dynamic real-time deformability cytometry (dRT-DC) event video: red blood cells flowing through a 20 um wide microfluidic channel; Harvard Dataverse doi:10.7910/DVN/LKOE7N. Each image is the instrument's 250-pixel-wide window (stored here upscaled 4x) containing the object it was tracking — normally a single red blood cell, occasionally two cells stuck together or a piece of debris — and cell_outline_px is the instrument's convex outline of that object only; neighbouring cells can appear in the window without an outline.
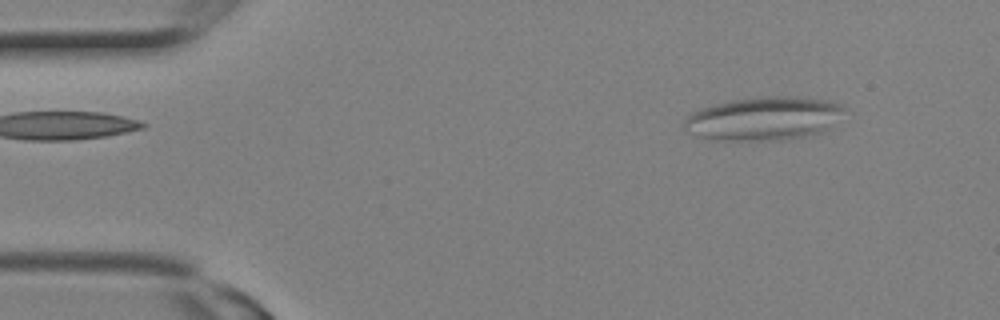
{"species": "Egyptian fruit bat (a non-hibernating species)", "species_latin": "Rousettus aegyptiacus", "temperature_condition": "room temperature", "stored_images_in_passage": 8, "camera_frame_rate_fps": 3000, "um_per_image_px": 0.085, "animal": {"sex": "female"}, "frame": {"image": 1, "passage_image": 2, "time_ms": 0.333, "image_size_px": [1000, 320], "cell_outline_px": [[844, 108], [828, 128], [820, 132], [788, 140], [712, 140], [688, 132], [684, 128], [684, 120], [692, 112], [700, 108], [728, 100], [760, 96], [796, 96], [828, 100], [840, 104]], "centroid_in_image_um": [64.86, 10.06], "position_along_channel_um": 20.1, "area_um2": 40.52}}